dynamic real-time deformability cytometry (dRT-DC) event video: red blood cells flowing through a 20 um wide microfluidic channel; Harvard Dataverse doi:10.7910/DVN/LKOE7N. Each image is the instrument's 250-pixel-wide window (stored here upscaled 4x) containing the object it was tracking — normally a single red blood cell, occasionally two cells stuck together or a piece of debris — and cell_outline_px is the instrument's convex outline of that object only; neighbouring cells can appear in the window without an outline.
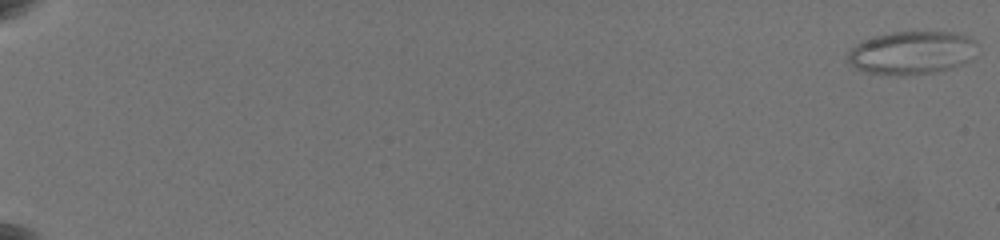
{"species": "common noctule bat (a hibernating species)", "species_latin": "Nyctalus noctula", "temperature_condition": "warm", "stored_images_in_passage": 35, "camera_frame_rate_fps": 3000, "um_per_image_px": 0.085, "animal": {"sex": "female", "body_mass_g": 19.5, "forearm_length_mm": 54.1}, "frame": {"image": 1, "passage_image": 1, "time_ms": 0.0, "image_size_px": [1000, 240], "cell_outline_px": [[976, 44], [968, 60], [960, 64], [936, 72], [868, 72], [856, 68], [848, 60], [848, 52], [860, 40], [892, 32], [956, 32], [968, 36]], "centroid_in_image_um": [77.47, 4.42], "position_along_channel_um": 7.5, "area_um2": 31.15}}
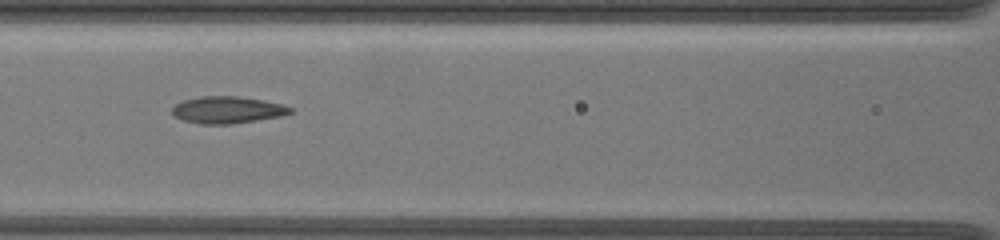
{"frame": {"image": 2, "passage_image": 16, "time_ms": 10.667, "image_size_px": [1000, 240], "cell_outline_px": [[292, 112], [280, 116], [232, 124], [200, 124], [184, 120], [172, 116], [172, 108], [176, 104], [184, 100], [200, 96], [240, 96], [264, 100], [280, 104], [292, 108]], "centroid_in_image_um": [19.3, 9.34], "position_along_channel_um": 147.3, "area_um2": 18.5}}
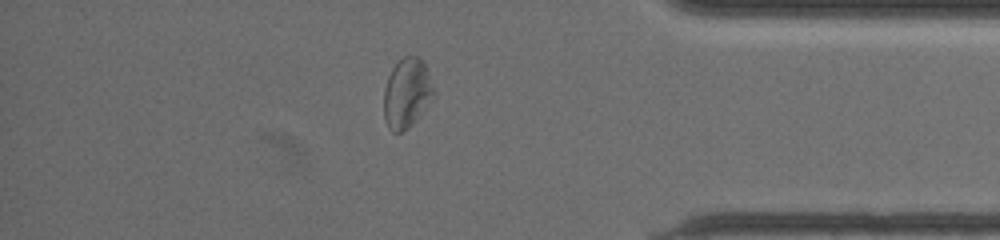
{"frame": {"image": 3, "passage_image": 30, "time_ms": 18.333, "image_size_px": [1000, 240], "cell_outline_px": [[436, 96], [420, 116], [408, 128], [400, 132], [392, 132], [388, 128], [384, 120], [384, 88], [388, 76], [392, 68], [404, 56], [416, 56], [424, 64]], "centroid_in_image_um": [34.57, 7.96], "position_along_channel_um": 400.6, "area_um2": 20.23}, "authors_computed_cell_mechanics": {"area_um2": 20.9236, "velocity_mm_per_s": 3.545, "shape_relaxation_time_tau1_ms": null, "shape_relaxation_time_tau2_ms": 1.6478, "deformation_change_tau1": null, "deformation_change_tau2": 0.0751}}